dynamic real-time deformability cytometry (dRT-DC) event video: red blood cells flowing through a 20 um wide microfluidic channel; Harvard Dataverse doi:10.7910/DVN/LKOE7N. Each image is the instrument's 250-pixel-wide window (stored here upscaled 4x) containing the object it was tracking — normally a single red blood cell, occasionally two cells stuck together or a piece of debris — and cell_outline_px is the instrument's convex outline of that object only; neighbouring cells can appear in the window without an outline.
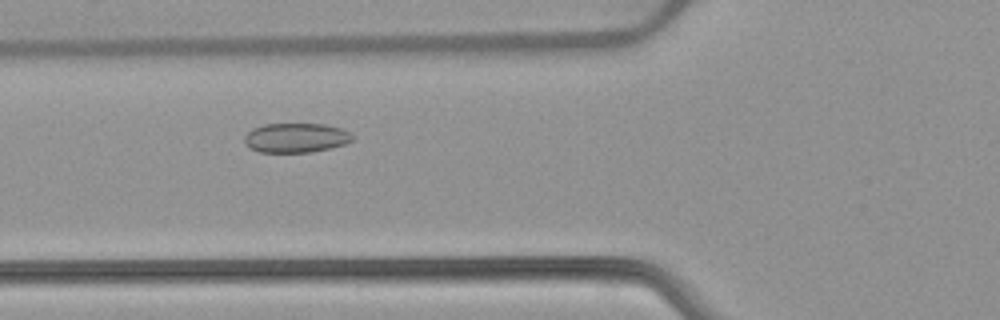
{"species": "common noctule bat (a hibernating species)", "species_latin": "Nyctalus noctula", "temperature_condition": "warm", "stored_images_in_passage": 48, "camera_frame_rate_fps": 3000, "um_per_image_px": 0.085, "animal": {"sex": "female", "body_mass_g": 22.7, "forearm_length_mm": 54.2}, "frame": {"image": 1, "passage_image": 15, "time_ms": 4.667, "image_size_px": [1000, 320], "cell_outline_px": [[356, 136], [352, 140], [344, 144], [328, 148], [308, 152], [260, 152], [244, 144], [244, 136], [252, 128], [264, 124], [324, 124], [340, 128]], "centroid_in_image_um": [25.13, 11.7], "position_along_channel_um": 100.7, "area_um2": 18.44}}
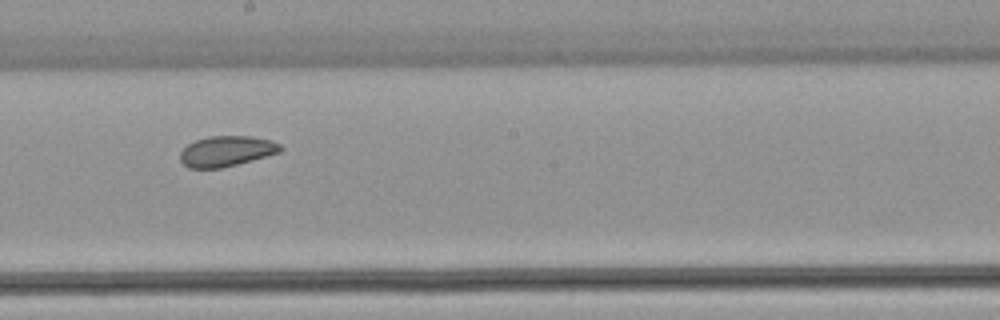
{"frame": {"image": 2, "passage_image": 25, "time_ms": 8.0, "image_size_px": [1000, 320], "cell_outline_px": [[284, 148], [280, 152], [252, 160], [220, 168], [188, 168], [180, 160], [180, 152], [188, 144], [196, 140], [208, 136], [252, 136], [272, 140], [280, 144]], "centroid_in_image_um": [19.26, 12.84], "position_along_channel_um": 228.9, "area_um2": 17.8}}
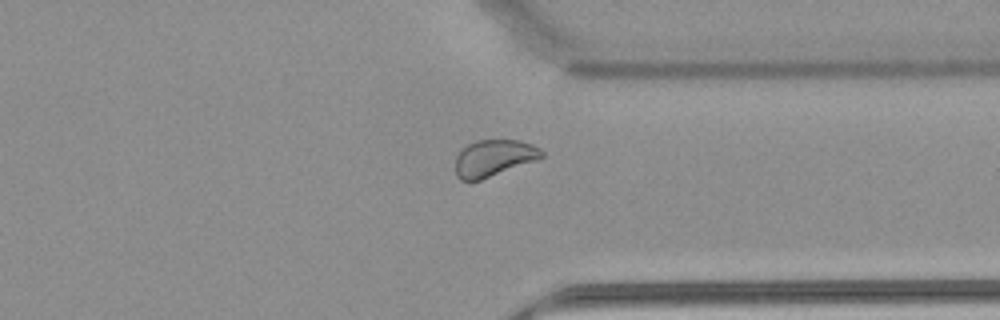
{"frame": {"image": 3, "passage_image": 36, "time_ms": 11.667, "image_size_px": [1000, 320], "cell_outline_px": [[544, 156], [536, 160], [480, 180], [460, 180], [456, 176], [456, 156], [468, 144], [476, 140], [520, 140], [532, 144], [540, 148], [544, 152]], "centroid_in_image_um": [41.98, 13.42], "position_along_channel_um": 369.4, "area_um2": 18.26}, "authors_computed_cell_mechanics": {"area_um2": 19.9988, "velocity_mm_per_s": 3.8561, "shape_relaxation_time_tau1_ms": null, "shape_relaxation_time_tau2_ms": 4.3388, "deformation_change_tau1": null, "deformation_change_tau2": 0.0795}}